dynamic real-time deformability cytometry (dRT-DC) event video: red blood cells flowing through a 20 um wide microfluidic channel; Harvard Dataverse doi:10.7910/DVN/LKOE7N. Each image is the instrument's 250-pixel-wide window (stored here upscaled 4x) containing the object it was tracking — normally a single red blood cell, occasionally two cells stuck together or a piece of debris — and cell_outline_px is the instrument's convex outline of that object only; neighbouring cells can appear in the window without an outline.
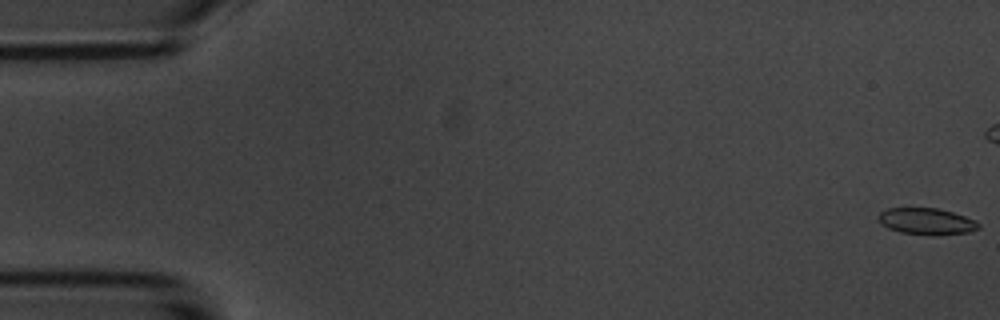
{"species": "common noctule bat (a hibernating species)", "species_latin": "Nyctalus noctula", "temperature_condition": "room temperature", "stored_images_in_passage": 9, "segment_of_instrument_passage": [1, 2], "camera_frame_rate_fps": 3000, "um_per_image_px": 0.085, "animal": {"sex": "male", "body_mass_g": 20.1, "forearm_length_mm": 53.5}, "frame": {"image": 1, "passage_image": 1, "time_ms": 0.0, "image_size_px": [1000, 320], "cell_outline_px": [[980, 228], [968, 232], [900, 232], [888, 228], [880, 224], [876, 216], [880, 212], [888, 208], [936, 208], [952, 212], [976, 220], [980, 224]], "centroid_in_image_um": [78.69, 18.75], "position_along_channel_um": 6.3, "area_um2": 14.68}}
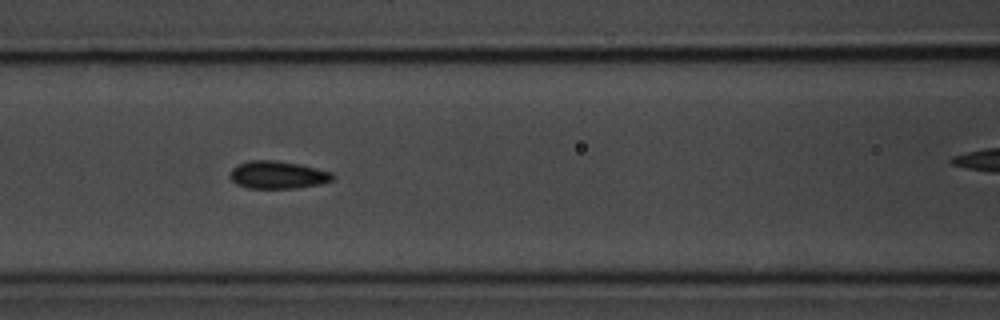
{"frame": {"image": 2, "passage_image": 7, "time_ms": 7.667, "image_size_px": [1000, 320], "cell_outline_px": [[336, 176], [332, 180], [320, 184], [296, 188], [248, 188], [236, 184], [232, 180], [232, 168], [248, 160], [276, 160], [300, 164], [332, 172]], "centroid_in_image_um": [23.65, 14.86], "position_along_channel_um": 143.0, "area_um2": 16.47}}
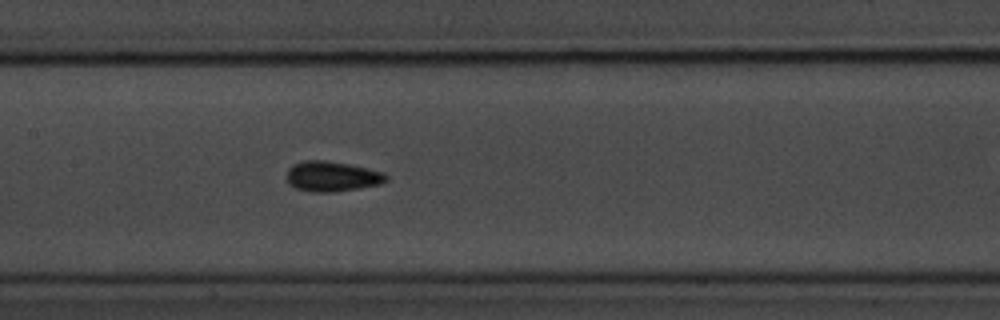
{"frame": {"image": 3, "passage_image": 8, "time_ms": 8.667, "image_size_px": [1000, 320], "cell_outline_px": [[388, 180], [380, 184], [360, 188], [332, 192], [312, 192], [296, 188], [288, 184], [288, 168], [292, 164], [304, 160], [324, 160], [348, 164], [384, 172], [388, 176]], "centroid_in_image_um": [28.22, 14.99], "position_along_channel_um": 179.2, "area_um2": 17.51}}